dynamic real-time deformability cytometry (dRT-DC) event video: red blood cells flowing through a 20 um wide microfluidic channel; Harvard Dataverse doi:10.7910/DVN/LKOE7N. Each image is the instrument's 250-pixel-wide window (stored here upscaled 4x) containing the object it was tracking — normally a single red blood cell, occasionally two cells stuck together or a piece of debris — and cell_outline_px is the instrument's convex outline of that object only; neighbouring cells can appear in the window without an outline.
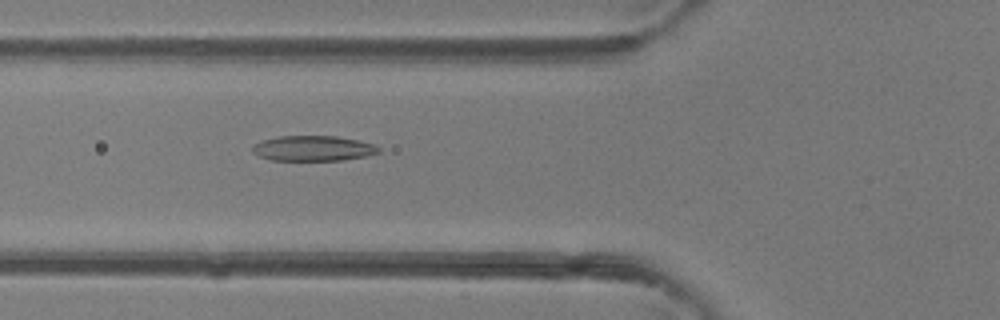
{"species": "common noctule bat (a hibernating species)", "species_latin": "Nyctalus noctula", "temperature_condition": "room temperature", "stored_images_in_passage": 46, "camera_frame_rate_fps": 3000, "um_per_image_px": 0.085, "animal": {"sex": "female"}, "frame": {"image": 1, "passage_image": 17, "time_ms": 5.333, "image_size_px": [1000, 320], "cell_outline_px": [[380, 152], [368, 156], [344, 160], [268, 160], [252, 152], [252, 144], [264, 140], [280, 136], [336, 136], [376, 144], [380, 148]], "centroid_in_image_um": [26.64, 12.61], "position_along_channel_um": 99.2, "area_um2": 18.67}}
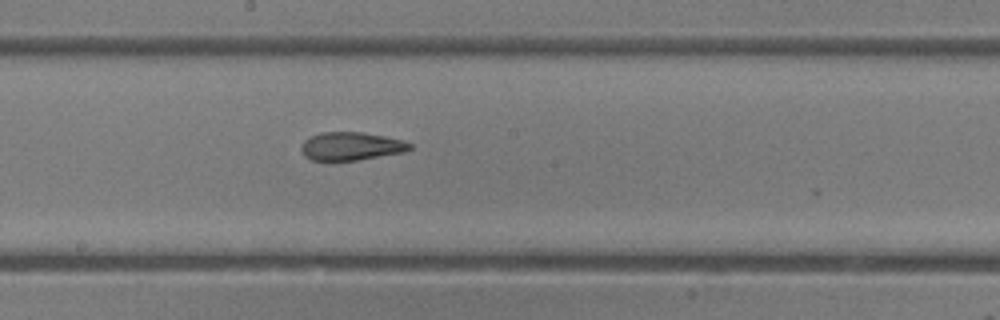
{"frame": {"image": 2, "passage_image": 25, "time_ms": 8.0, "image_size_px": [1000, 320], "cell_outline_px": [[412, 148], [404, 152], [356, 160], [312, 160], [304, 156], [300, 148], [300, 144], [304, 140], [320, 132], [364, 132], [404, 140], [412, 144]], "centroid_in_image_um": [29.83, 12.42], "position_along_channel_um": 218.4, "area_um2": 17.86}}
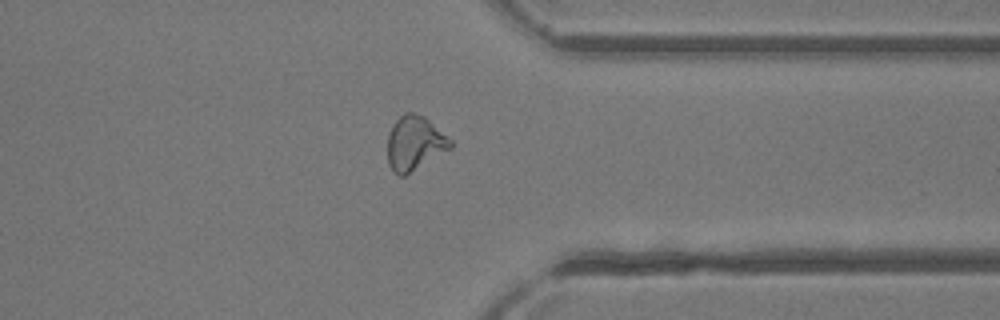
{"frame": {"image": 3, "passage_image": 36, "time_ms": 11.667, "image_size_px": [1000, 320], "cell_outline_px": [[452, 148], [404, 176], [400, 176], [388, 164], [388, 132], [392, 124], [404, 112], [412, 112], [424, 116], [452, 140]], "centroid_in_image_um": [35.24, 12.15], "position_along_channel_um": 376.2, "area_um2": 19.83}, "authors_computed_cell_mechanics": {"area_um2": 20.0277, "velocity_mm_per_s": 4.4345, "shape_relaxation_time_tau1_ms": 6.0782, "shape_relaxation_time_tau2_ms": 1.5867, "deformation_change_tau1": 0.2009, "deformation_change_tau2": 0.0862}}